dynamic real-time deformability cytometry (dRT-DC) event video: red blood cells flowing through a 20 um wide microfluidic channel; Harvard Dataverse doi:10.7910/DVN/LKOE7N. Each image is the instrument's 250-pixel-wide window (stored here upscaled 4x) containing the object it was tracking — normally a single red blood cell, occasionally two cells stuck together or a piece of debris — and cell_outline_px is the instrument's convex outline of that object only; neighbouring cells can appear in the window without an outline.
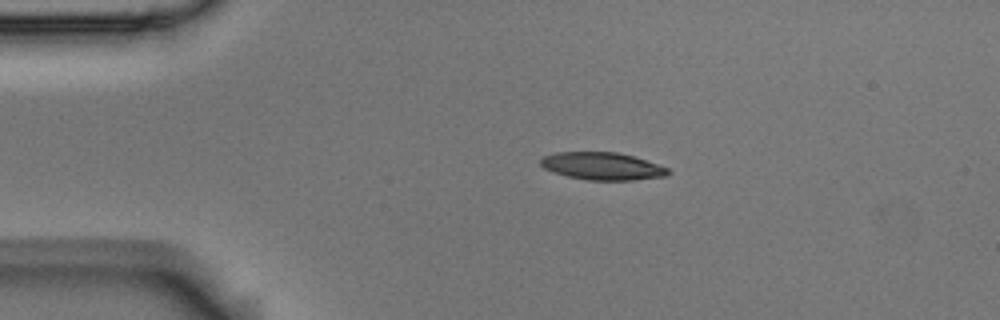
{"species": "Egyptian fruit bat (a non-hibernating species)", "species_latin": "Rousettus aegyptiacus", "temperature_condition": "room temperature", "stored_images_in_passage": 2, "camera_frame_rate_fps": 3000, "um_per_image_px": 0.085, "animal": {"sex": "male"}, "frame": {"image": 1, "passage_image": 1, "time_ms": 0.0, "image_size_px": [1000, 320], "cell_outline_px": [[672, 172], [664, 176], [632, 180], [588, 180], [568, 176], [552, 172], [544, 168], [540, 164], [540, 160], [544, 156], [556, 152], [616, 152], [632, 156], [668, 168]], "centroid_in_image_um": [51.16, 14.12], "position_along_channel_um": 33.8, "area_um2": 20.23}}